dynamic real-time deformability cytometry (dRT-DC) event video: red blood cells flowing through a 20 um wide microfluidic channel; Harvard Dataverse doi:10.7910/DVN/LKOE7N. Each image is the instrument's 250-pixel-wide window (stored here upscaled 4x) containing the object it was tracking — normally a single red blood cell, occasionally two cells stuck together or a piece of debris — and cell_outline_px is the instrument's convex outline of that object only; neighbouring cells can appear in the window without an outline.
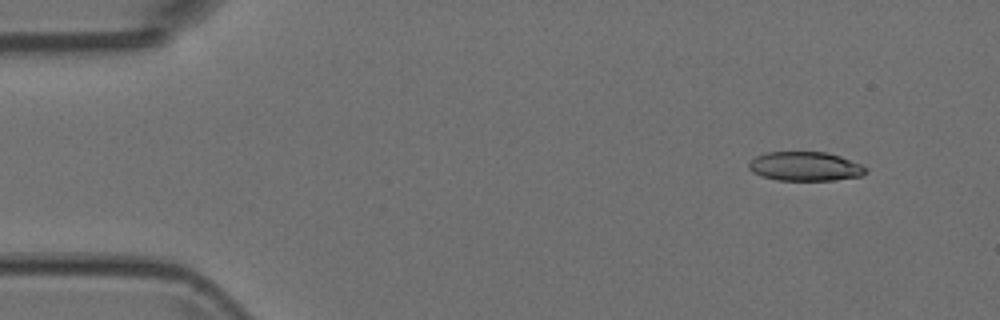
{"species": "Egyptian fruit bat (a non-hibernating species)", "species_latin": "Rousettus aegyptiacus", "temperature_condition": "room temperature", "stored_images_in_passage": 3, "camera_frame_rate_fps": 3000, "um_per_image_px": 0.085, "animal": {"sex": "female"}, "frame": {"image": 1, "passage_image": 1, "time_ms": 0.0, "image_size_px": [1000, 320], "cell_outline_px": [[868, 172], [864, 176], [832, 180], [776, 180], [760, 176], [752, 172], [748, 168], [748, 164], [756, 156], [768, 152], [824, 152], [840, 156], [860, 164], [868, 168]], "centroid_in_image_um": [68.45, 14.15], "position_along_channel_um": 16.5, "area_um2": 19.94}}